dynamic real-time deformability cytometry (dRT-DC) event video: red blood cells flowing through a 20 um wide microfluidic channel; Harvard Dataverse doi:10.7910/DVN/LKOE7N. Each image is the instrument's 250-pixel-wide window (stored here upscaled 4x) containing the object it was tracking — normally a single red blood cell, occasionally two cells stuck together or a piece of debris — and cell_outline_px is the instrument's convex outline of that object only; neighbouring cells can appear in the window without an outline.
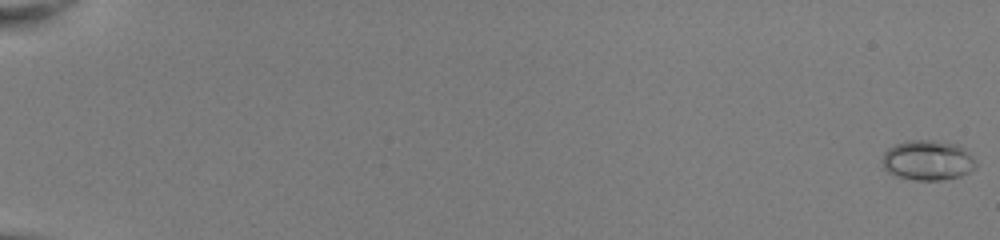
{"species": "common noctule bat (a hibernating species)", "species_latin": "Nyctalus noctula", "temperature_condition": "room temperature", "stored_images_in_passage": 53, "camera_frame_rate_fps": 3000, "um_per_image_px": 0.085, "animal": {"sex": "female", "body_mass_g": 22.0, "forearm_length_mm": 56.7}, "frame": {"image": 1, "passage_image": 1, "time_ms": 0.0, "image_size_px": [1000, 240], "cell_outline_px": [[976, 168], [960, 176], [940, 180], [916, 180], [900, 176], [888, 172], [884, 168], [880, 160], [884, 152], [888, 148], [896, 144], [908, 140], [928, 140], [960, 144], [968, 148], [976, 164]], "centroid_in_image_um": [78.87, 13.6], "position_along_channel_um": 6.1, "area_um2": 22.02}}
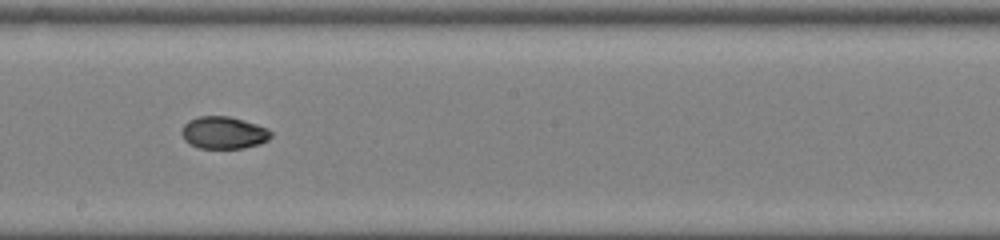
{"frame": {"image": 2, "passage_image": 33, "time_ms": 10.667, "image_size_px": [1000, 240], "cell_outline_px": [[272, 136], [268, 140], [260, 144], [244, 148], [200, 148], [184, 140], [180, 132], [184, 124], [188, 120], [196, 116], [228, 116], [256, 124], [268, 128], [272, 132]], "centroid_in_image_um": [19.01, 11.27], "position_along_channel_um": 229.2, "area_um2": 16.88}}
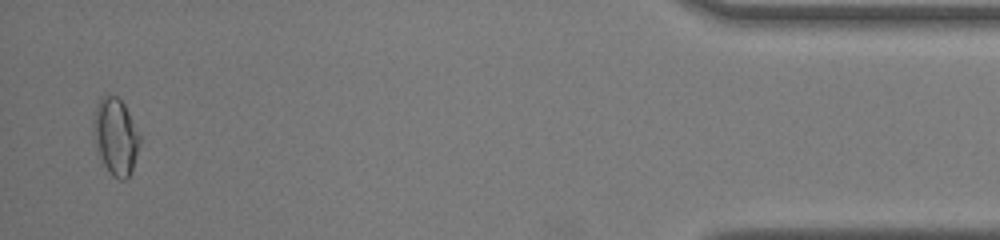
{"frame": {"image": 3, "passage_image": 52, "time_ms": 17.0, "image_size_px": [1000, 240], "cell_outline_px": [[140, 140], [132, 172], [124, 180], [120, 180], [112, 176], [108, 172], [104, 164], [92, 132], [92, 120], [96, 104], [100, 96], [116, 96], [124, 104], [140, 136]], "centroid_in_image_um": [9.81, 11.59], "position_along_channel_um": 425.4, "area_um2": 20.52}, "authors_computed_cell_mechanics": {"area_um2": 17.629, "velocity_mm_per_s": 4.0764, "shape_relaxation_time_tau1_ms": 6.1536, "shape_relaxation_time_tau2_ms": 2.6768, "deformation_change_tau1": 0.1715, "deformation_change_tau2": 0.036}}